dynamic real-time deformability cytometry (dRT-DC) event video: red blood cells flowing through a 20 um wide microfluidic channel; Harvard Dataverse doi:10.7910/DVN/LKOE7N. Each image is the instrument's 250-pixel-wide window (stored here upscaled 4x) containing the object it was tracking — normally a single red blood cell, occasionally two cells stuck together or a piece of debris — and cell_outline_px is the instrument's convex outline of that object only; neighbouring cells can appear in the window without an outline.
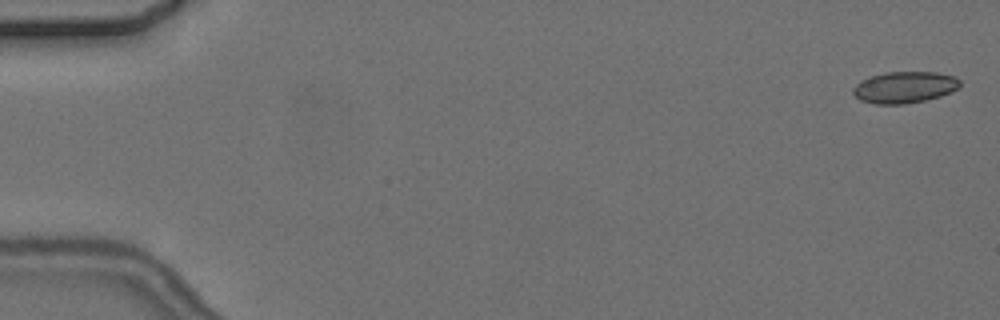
{"species": "common noctule bat (a hibernating species)", "species_latin": "Nyctalus noctula", "temperature_condition": "cold", "stored_images_in_passage": 9, "camera_frame_rate_fps": 3000, "um_per_image_px": 0.085, "animal": {"sex": "female", "body_mass_g": 24.6, "forearm_length_mm": 56.2}, "frame": {"image": 1, "passage_image": 1, "time_ms": 0.0, "image_size_px": [1000, 320], "cell_outline_px": [[960, 84], [952, 92], [940, 96], [924, 100], [904, 104], [876, 104], [860, 100], [852, 92], [852, 88], [860, 80], [872, 76], [888, 72], [936, 72], [956, 76], [960, 80]], "centroid_in_image_um": [76.88, 7.41], "position_along_channel_um": 8.1, "area_um2": 19.59}}
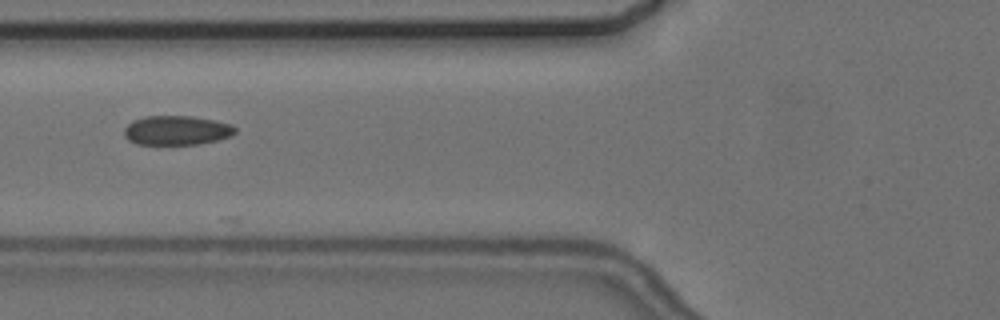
{"frame": {"image": 2, "passage_image": 7, "time_ms": 7.0, "image_size_px": [1000, 320], "cell_outline_px": [[236, 132], [232, 136], [200, 144], [136, 144], [128, 140], [124, 136], [124, 128], [132, 120], [144, 116], [192, 116], [216, 120], [232, 124], [236, 128]], "centroid_in_image_um": [15.02, 11.07], "position_along_channel_um": 110.8, "area_um2": 19.19}}
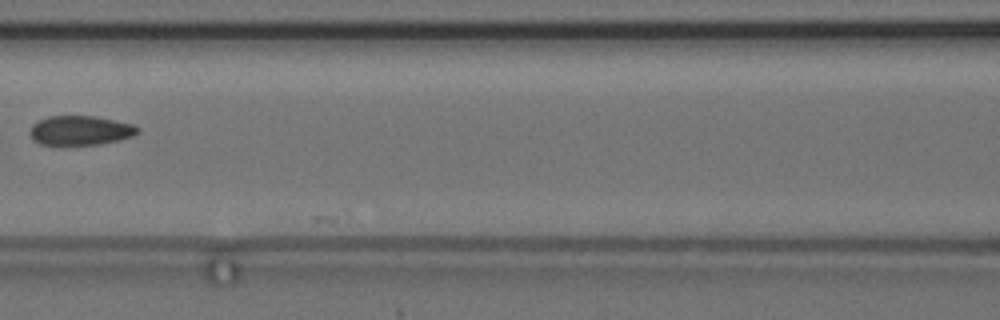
{"frame": {"image": 3, "passage_image": 8, "time_ms": 8.333, "image_size_px": [1000, 320], "cell_outline_px": [[140, 132], [132, 136], [100, 144], [64, 148], [40, 144], [32, 140], [28, 132], [32, 124], [36, 120], [48, 116], [96, 116], [132, 124], [140, 128]], "centroid_in_image_um": [6.73, 11.13], "position_along_channel_um": 159.9, "area_um2": 19.36}}